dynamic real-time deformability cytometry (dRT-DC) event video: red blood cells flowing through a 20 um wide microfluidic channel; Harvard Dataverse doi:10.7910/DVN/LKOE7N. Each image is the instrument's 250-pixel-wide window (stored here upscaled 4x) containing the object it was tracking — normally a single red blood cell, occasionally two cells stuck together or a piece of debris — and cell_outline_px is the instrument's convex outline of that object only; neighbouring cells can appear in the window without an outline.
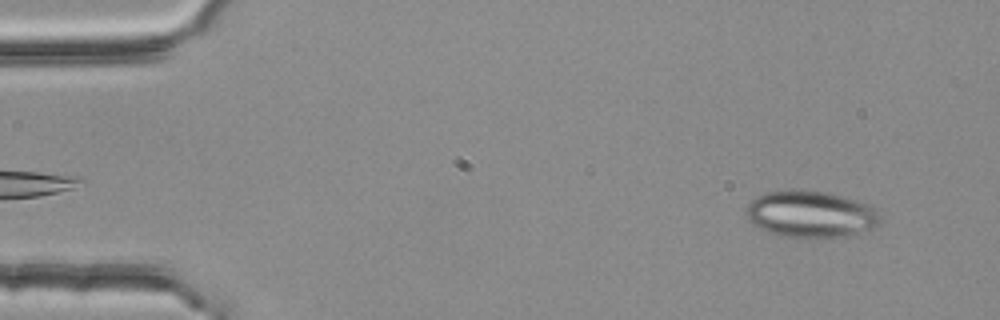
{"species": "common noctule bat (a hibernating species)", "species_latin": "Nyctalus noctula", "temperature_condition": "room temperature", "stored_images_in_passage": 4, "camera_frame_rate_fps": 3000, "um_per_image_px": 0.085, "animal": {"sex": "female", "body_mass_g": 25.1}, "frame": {"image": 1, "passage_image": 4, "time_ms": 1.0, "image_size_px": [1000, 320], "cell_outline_px": [[880, 224], [876, 228], [844, 236], [784, 236], [768, 232], [760, 228], [748, 220], [748, 204], [756, 196], [764, 192], [828, 192], [864, 204], [872, 208], [880, 216]], "centroid_in_image_um": [68.91, 18.22], "position_along_channel_um": 16.1, "area_um2": 35.03}}